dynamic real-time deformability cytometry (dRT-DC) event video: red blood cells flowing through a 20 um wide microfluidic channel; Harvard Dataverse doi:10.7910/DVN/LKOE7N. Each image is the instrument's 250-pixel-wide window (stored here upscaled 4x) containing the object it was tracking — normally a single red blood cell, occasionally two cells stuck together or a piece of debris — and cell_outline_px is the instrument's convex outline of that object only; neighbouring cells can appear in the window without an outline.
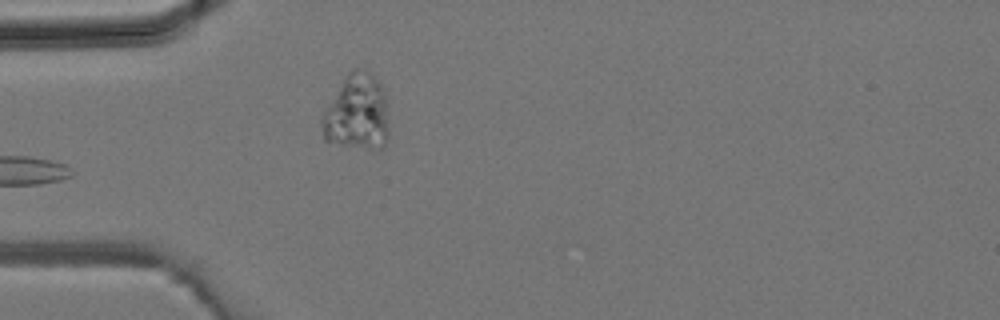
{"species": "common noctule bat (a hibernating species)", "species_latin": "Nyctalus noctula", "temperature_condition": "room temperature", "stored_images_in_passage": 1, "camera_frame_rate_fps": 3000, "um_per_image_px": 0.085, "animal": {"sex": "male", "body_mass_g": 19.2, "forearm_length_mm": 51.8}, "frame": {"image": 1, "passage_image": 1, "time_ms": 0.0, "image_size_px": [1000, 320], "cell_outline_px": [[388, 140], [380, 148], [376, 148], [340, 144], [324, 140], [320, 120], [324, 108], [348, 72], [352, 68], [364, 68], [380, 84], [384, 96], [388, 128]], "centroid_in_image_um": [30.3, 9.55], "position_along_channel_um": 54.7, "area_um2": 29.3}}